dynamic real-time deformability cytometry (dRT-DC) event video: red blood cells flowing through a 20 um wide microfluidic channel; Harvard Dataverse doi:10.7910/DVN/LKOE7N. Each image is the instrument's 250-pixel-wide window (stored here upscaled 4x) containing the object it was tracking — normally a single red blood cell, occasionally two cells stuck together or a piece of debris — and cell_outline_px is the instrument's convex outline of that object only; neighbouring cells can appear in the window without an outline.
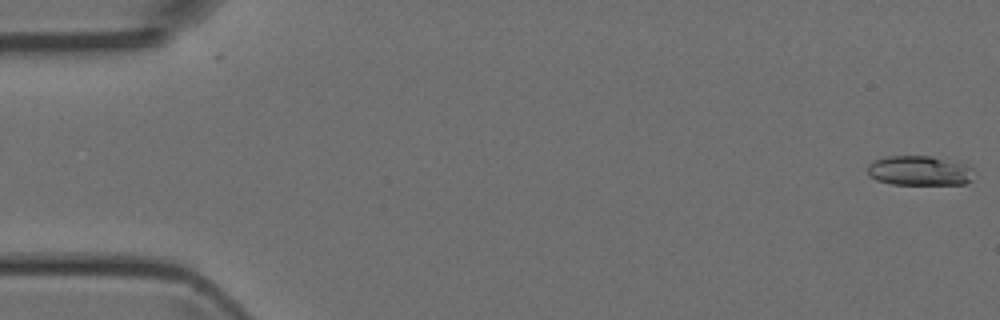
{"species": "Egyptian fruit bat (a non-hibernating species)", "species_latin": "Rousettus aegyptiacus", "temperature_condition": "room temperature", "stored_images_in_passage": 15, "segment_of_instrument_passage": [1, 2], "camera_frame_rate_fps": 3000, "um_per_image_px": 0.085, "animal": {"sex": "female"}, "frame": {"image": 1, "passage_image": 1, "time_ms": 0.0, "image_size_px": [1000, 320], "cell_outline_px": [[972, 180], [964, 184], [892, 184], [876, 180], [868, 176], [868, 164], [876, 160], [888, 156], [932, 156], [968, 164], [972, 168]], "centroid_in_image_um": [78.16, 14.51], "position_along_channel_um": 6.8, "area_um2": 18.5}}
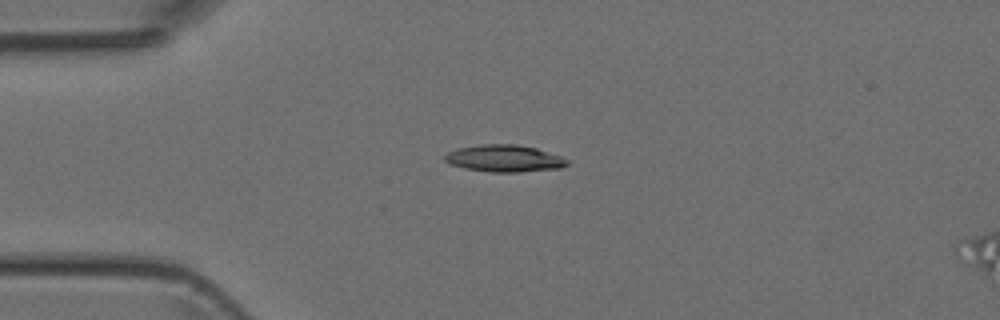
{"frame": {"image": 2, "passage_image": 12, "time_ms": 3.667, "image_size_px": [1000, 320], "cell_outline_px": [[568, 164], [560, 168], [520, 172], [492, 172], [464, 168], [452, 164], [444, 160], [444, 156], [448, 152], [456, 148], [484, 144], [516, 144], [536, 148], [560, 156], [568, 160]], "centroid_in_image_um": [42.86, 13.46], "position_along_channel_um": 42.1, "area_um2": 19.13}}